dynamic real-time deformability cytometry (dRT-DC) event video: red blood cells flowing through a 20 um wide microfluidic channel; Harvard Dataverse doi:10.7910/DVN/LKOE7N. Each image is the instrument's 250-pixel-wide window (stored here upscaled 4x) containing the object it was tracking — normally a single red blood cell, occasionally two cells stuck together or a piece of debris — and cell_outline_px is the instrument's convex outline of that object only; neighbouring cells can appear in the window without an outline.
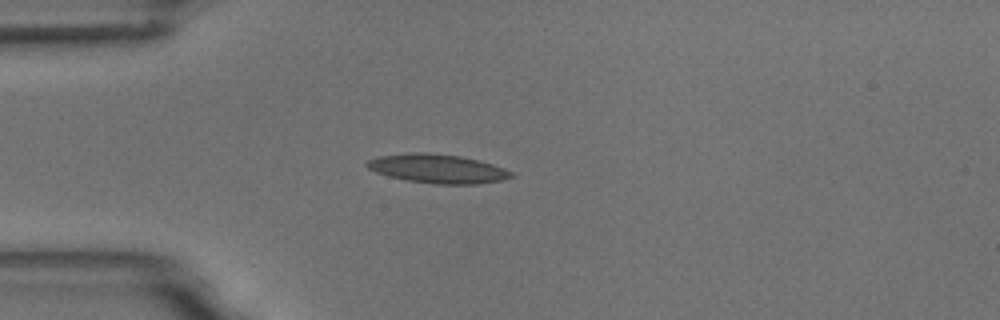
{"species": "common noctule bat (a hibernating species)", "species_latin": "Nyctalus noctula", "temperature_condition": "room temperature", "stored_images_in_passage": 4, "camera_frame_rate_fps": 3000, "um_per_image_px": 0.085, "animal": {"sex": "male", "body_mass_g": 18.8}, "frame": {"image": 1, "passage_image": 3, "time_ms": 3.333, "image_size_px": [1000, 320], "cell_outline_px": [[516, 176], [500, 180], [476, 184], [432, 184], [408, 180], [388, 176], [376, 172], [368, 168], [364, 164], [368, 160], [376, 156], [408, 152], [428, 152], [460, 156], [480, 160], [504, 168], [512, 172]], "centroid_in_image_um": [37.17, 14.32], "position_along_channel_um": 47.8, "area_um2": 24.51}}